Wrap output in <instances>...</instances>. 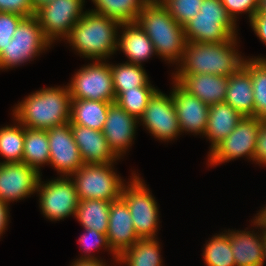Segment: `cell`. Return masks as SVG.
Returning <instances> with one entry per match:
<instances>
[{
  "mask_svg": "<svg viewBox=\"0 0 266 266\" xmlns=\"http://www.w3.org/2000/svg\"><path fill=\"white\" fill-rule=\"evenodd\" d=\"M71 100L67 85L42 88L15 105L13 118L25 128L49 130L70 121Z\"/></svg>",
  "mask_w": 266,
  "mask_h": 266,
  "instance_id": "1",
  "label": "cell"
},
{
  "mask_svg": "<svg viewBox=\"0 0 266 266\" xmlns=\"http://www.w3.org/2000/svg\"><path fill=\"white\" fill-rule=\"evenodd\" d=\"M237 43V37L218 43L187 42L177 71L172 74H214L229 77L243 66L245 60L235 49Z\"/></svg>",
  "mask_w": 266,
  "mask_h": 266,
  "instance_id": "2",
  "label": "cell"
},
{
  "mask_svg": "<svg viewBox=\"0 0 266 266\" xmlns=\"http://www.w3.org/2000/svg\"><path fill=\"white\" fill-rule=\"evenodd\" d=\"M135 22L148 35L157 55L167 63L181 62L187 43L184 27L160 2H146Z\"/></svg>",
  "mask_w": 266,
  "mask_h": 266,
  "instance_id": "3",
  "label": "cell"
},
{
  "mask_svg": "<svg viewBox=\"0 0 266 266\" xmlns=\"http://www.w3.org/2000/svg\"><path fill=\"white\" fill-rule=\"evenodd\" d=\"M120 25L115 19L88 9L66 40L80 56L89 60H106L118 51Z\"/></svg>",
  "mask_w": 266,
  "mask_h": 266,
  "instance_id": "4",
  "label": "cell"
},
{
  "mask_svg": "<svg viewBox=\"0 0 266 266\" xmlns=\"http://www.w3.org/2000/svg\"><path fill=\"white\" fill-rule=\"evenodd\" d=\"M237 22L220 0H203L199 13L184 26L187 42L218 43L237 37Z\"/></svg>",
  "mask_w": 266,
  "mask_h": 266,
  "instance_id": "5",
  "label": "cell"
},
{
  "mask_svg": "<svg viewBox=\"0 0 266 266\" xmlns=\"http://www.w3.org/2000/svg\"><path fill=\"white\" fill-rule=\"evenodd\" d=\"M113 166V163L83 164L70 177L74 181L79 200L99 199L113 202L120 199L125 180L114 172Z\"/></svg>",
  "mask_w": 266,
  "mask_h": 266,
  "instance_id": "6",
  "label": "cell"
},
{
  "mask_svg": "<svg viewBox=\"0 0 266 266\" xmlns=\"http://www.w3.org/2000/svg\"><path fill=\"white\" fill-rule=\"evenodd\" d=\"M130 178L131 182L122 188L121 198L131 213L135 232L139 238H157L159 207L139 174Z\"/></svg>",
  "mask_w": 266,
  "mask_h": 266,
  "instance_id": "7",
  "label": "cell"
},
{
  "mask_svg": "<svg viewBox=\"0 0 266 266\" xmlns=\"http://www.w3.org/2000/svg\"><path fill=\"white\" fill-rule=\"evenodd\" d=\"M52 44L44 37L42 27L35 16L24 18L12 39L0 52V70L18 67L32 61Z\"/></svg>",
  "mask_w": 266,
  "mask_h": 266,
  "instance_id": "8",
  "label": "cell"
},
{
  "mask_svg": "<svg viewBox=\"0 0 266 266\" xmlns=\"http://www.w3.org/2000/svg\"><path fill=\"white\" fill-rule=\"evenodd\" d=\"M81 67L68 84L71 99L116 101L112 72L106 60H95ZM106 62V63H105Z\"/></svg>",
  "mask_w": 266,
  "mask_h": 266,
  "instance_id": "9",
  "label": "cell"
},
{
  "mask_svg": "<svg viewBox=\"0 0 266 266\" xmlns=\"http://www.w3.org/2000/svg\"><path fill=\"white\" fill-rule=\"evenodd\" d=\"M85 0H53L35 12L44 37L52 44L54 40H66L72 28L86 13Z\"/></svg>",
  "mask_w": 266,
  "mask_h": 266,
  "instance_id": "10",
  "label": "cell"
},
{
  "mask_svg": "<svg viewBox=\"0 0 266 266\" xmlns=\"http://www.w3.org/2000/svg\"><path fill=\"white\" fill-rule=\"evenodd\" d=\"M262 122L256 117H243L234 130L208 153L210 165L216 166L239 157L254 162L256 138Z\"/></svg>",
  "mask_w": 266,
  "mask_h": 266,
  "instance_id": "11",
  "label": "cell"
},
{
  "mask_svg": "<svg viewBox=\"0 0 266 266\" xmlns=\"http://www.w3.org/2000/svg\"><path fill=\"white\" fill-rule=\"evenodd\" d=\"M36 192H39V207L47 219L59 221L70 215L75 217L79 197L70 177H59L47 183L40 178Z\"/></svg>",
  "mask_w": 266,
  "mask_h": 266,
  "instance_id": "12",
  "label": "cell"
},
{
  "mask_svg": "<svg viewBox=\"0 0 266 266\" xmlns=\"http://www.w3.org/2000/svg\"><path fill=\"white\" fill-rule=\"evenodd\" d=\"M139 122L155 139L165 142L176 139L179 134H182L171 92L168 96L157 90L150 98Z\"/></svg>",
  "mask_w": 266,
  "mask_h": 266,
  "instance_id": "13",
  "label": "cell"
},
{
  "mask_svg": "<svg viewBox=\"0 0 266 266\" xmlns=\"http://www.w3.org/2000/svg\"><path fill=\"white\" fill-rule=\"evenodd\" d=\"M50 148V166L60 177H71L83 164L71 131L70 121L47 130Z\"/></svg>",
  "mask_w": 266,
  "mask_h": 266,
  "instance_id": "14",
  "label": "cell"
},
{
  "mask_svg": "<svg viewBox=\"0 0 266 266\" xmlns=\"http://www.w3.org/2000/svg\"><path fill=\"white\" fill-rule=\"evenodd\" d=\"M41 174L26 163H0V200H23L37 191ZM30 195V196H29Z\"/></svg>",
  "mask_w": 266,
  "mask_h": 266,
  "instance_id": "15",
  "label": "cell"
},
{
  "mask_svg": "<svg viewBox=\"0 0 266 266\" xmlns=\"http://www.w3.org/2000/svg\"><path fill=\"white\" fill-rule=\"evenodd\" d=\"M172 84L174 85L171 96L181 132L203 136L207 127L210 106L186 91L177 81L174 80Z\"/></svg>",
  "mask_w": 266,
  "mask_h": 266,
  "instance_id": "16",
  "label": "cell"
},
{
  "mask_svg": "<svg viewBox=\"0 0 266 266\" xmlns=\"http://www.w3.org/2000/svg\"><path fill=\"white\" fill-rule=\"evenodd\" d=\"M139 120L129 115L116 102L109 105L102 132L110 149L120 159L132 146Z\"/></svg>",
  "mask_w": 266,
  "mask_h": 266,
  "instance_id": "17",
  "label": "cell"
},
{
  "mask_svg": "<svg viewBox=\"0 0 266 266\" xmlns=\"http://www.w3.org/2000/svg\"><path fill=\"white\" fill-rule=\"evenodd\" d=\"M106 236L111 250L118 257L140 239L135 232L131 213L122 198L111 202Z\"/></svg>",
  "mask_w": 266,
  "mask_h": 266,
  "instance_id": "18",
  "label": "cell"
},
{
  "mask_svg": "<svg viewBox=\"0 0 266 266\" xmlns=\"http://www.w3.org/2000/svg\"><path fill=\"white\" fill-rule=\"evenodd\" d=\"M71 131L84 164H110L119 160L102 131L80 125H71Z\"/></svg>",
  "mask_w": 266,
  "mask_h": 266,
  "instance_id": "19",
  "label": "cell"
},
{
  "mask_svg": "<svg viewBox=\"0 0 266 266\" xmlns=\"http://www.w3.org/2000/svg\"><path fill=\"white\" fill-rule=\"evenodd\" d=\"M186 91L211 106L224 102L228 77L214 74L173 75Z\"/></svg>",
  "mask_w": 266,
  "mask_h": 266,
  "instance_id": "20",
  "label": "cell"
},
{
  "mask_svg": "<svg viewBox=\"0 0 266 266\" xmlns=\"http://www.w3.org/2000/svg\"><path fill=\"white\" fill-rule=\"evenodd\" d=\"M253 231L228 230L230 245L236 266H263L264 229Z\"/></svg>",
  "mask_w": 266,
  "mask_h": 266,
  "instance_id": "21",
  "label": "cell"
},
{
  "mask_svg": "<svg viewBox=\"0 0 266 266\" xmlns=\"http://www.w3.org/2000/svg\"><path fill=\"white\" fill-rule=\"evenodd\" d=\"M120 28L123 30L118 35L117 50L127 56V63L142 65V62L157 55L152 41L136 22L122 23Z\"/></svg>",
  "mask_w": 266,
  "mask_h": 266,
  "instance_id": "22",
  "label": "cell"
},
{
  "mask_svg": "<svg viewBox=\"0 0 266 266\" xmlns=\"http://www.w3.org/2000/svg\"><path fill=\"white\" fill-rule=\"evenodd\" d=\"M224 102L243 117H254V96L251 74L242 66L228 77Z\"/></svg>",
  "mask_w": 266,
  "mask_h": 266,
  "instance_id": "23",
  "label": "cell"
},
{
  "mask_svg": "<svg viewBox=\"0 0 266 266\" xmlns=\"http://www.w3.org/2000/svg\"><path fill=\"white\" fill-rule=\"evenodd\" d=\"M243 116L225 102L209 107L204 136L211 142L209 153L224 140L241 121Z\"/></svg>",
  "mask_w": 266,
  "mask_h": 266,
  "instance_id": "24",
  "label": "cell"
},
{
  "mask_svg": "<svg viewBox=\"0 0 266 266\" xmlns=\"http://www.w3.org/2000/svg\"><path fill=\"white\" fill-rule=\"evenodd\" d=\"M110 104L105 101L72 99L70 124L102 131Z\"/></svg>",
  "mask_w": 266,
  "mask_h": 266,
  "instance_id": "25",
  "label": "cell"
},
{
  "mask_svg": "<svg viewBox=\"0 0 266 266\" xmlns=\"http://www.w3.org/2000/svg\"><path fill=\"white\" fill-rule=\"evenodd\" d=\"M110 201L99 199L79 200L75 217L84 229H95L107 234Z\"/></svg>",
  "mask_w": 266,
  "mask_h": 266,
  "instance_id": "26",
  "label": "cell"
},
{
  "mask_svg": "<svg viewBox=\"0 0 266 266\" xmlns=\"http://www.w3.org/2000/svg\"><path fill=\"white\" fill-rule=\"evenodd\" d=\"M158 238H140L125 250L117 263L127 266H163Z\"/></svg>",
  "mask_w": 266,
  "mask_h": 266,
  "instance_id": "27",
  "label": "cell"
},
{
  "mask_svg": "<svg viewBox=\"0 0 266 266\" xmlns=\"http://www.w3.org/2000/svg\"><path fill=\"white\" fill-rule=\"evenodd\" d=\"M50 148L47 130L25 128L22 163L34 168L39 173L40 166L49 165Z\"/></svg>",
  "mask_w": 266,
  "mask_h": 266,
  "instance_id": "28",
  "label": "cell"
},
{
  "mask_svg": "<svg viewBox=\"0 0 266 266\" xmlns=\"http://www.w3.org/2000/svg\"><path fill=\"white\" fill-rule=\"evenodd\" d=\"M91 11L122 23H134L142 10L145 0H92Z\"/></svg>",
  "mask_w": 266,
  "mask_h": 266,
  "instance_id": "29",
  "label": "cell"
},
{
  "mask_svg": "<svg viewBox=\"0 0 266 266\" xmlns=\"http://www.w3.org/2000/svg\"><path fill=\"white\" fill-rule=\"evenodd\" d=\"M249 59V60H248ZM246 58L243 67L251 74L254 96V117L266 120V58Z\"/></svg>",
  "mask_w": 266,
  "mask_h": 266,
  "instance_id": "30",
  "label": "cell"
},
{
  "mask_svg": "<svg viewBox=\"0 0 266 266\" xmlns=\"http://www.w3.org/2000/svg\"><path fill=\"white\" fill-rule=\"evenodd\" d=\"M143 65L120 63L110 64L116 99L125 91L143 87L149 82Z\"/></svg>",
  "mask_w": 266,
  "mask_h": 266,
  "instance_id": "31",
  "label": "cell"
},
{
  "mask_svg": "<svg viewBox=\"0 0 266 266\" xmlns=\"http://www.w3.org/2000/svg\"><path fill=\"white\" fill-rule=\"evenodd\" d=\"M16 124L0 128V155L6 159L0 163H22L25 127Z\"/></svg>",
  "mask_w": 266,
  "mask_h": 266,
  "instance_id": "32",
  "label": "cell"
},
{
  "mask_svg": "<svg viewBox=\"0 0 266 266\" xmlns=\"http://www.w3.org/2000/svg\"><path fill=\"white\" fill-rule=\"evenodd\" d=\"M203 250L206 266H236L230 245L229 233L213 235Z\"/></svg>",
  "mask_w": 266,
  "mask_h": 266,
  "instance_id": "33",
  "label": "cell"
},
{
  "mask_svg": "<svg viewBox=\"0 0 266 266\" xmlns=\"http://www.w3.org/2000/svg\"><path fill=\"white\" fill-rule=\"evenodd\" d=\"M158 89L153 87L150 81L143 87H135L125 90L117 99L116 103L129 115L138 120L143 116L150 98Z\"/></svg>",
  "mask_w": 266,
  "mask_h": 266,
  "instance_id": "34",
  "label": "cell"
},
{
  "mask_svg": "<svg viewBox=\"0 0 266 266\" xmlns=\"http://www.w3.org/2000/svg\"><path fill=\"white\" fill-rule=\"evenodd\" d=\"M203 0H161L168 13L181 25L185 26L199 13Z\"/></svg>",
  "mask_w": 266,
  "mask_h": 266,
  "instance_id": "35",
  "label": "cell"
},
{
  "mask_svg": "<svg viewBox=\"0 0 266 266\" xmlns=\"http://www.w3.org/2000/svg\"><path fill=\"white\" fill-rule=\"evenodd\" d=\"M85 233L80 236L78 239L79 244L82 247L83 252L85 253L79 259H97L95 255H92L91 251L98 250L100 247H105L104 249H108L112 254L117 263L118 256L111 250L107 236L100 232H97L95 229H84Z\"/></svg>",
  "mask_w": 266,
  "mask_h": 266,
  "instance_id": "36",
  "label": "cell"
},
{
  "mask_svg": "<svg viewBox=\"0 0 266 266\" xmlns=\"http://www.w3.org/2000/svg\"><path fill=\"white\" fill-rule=\"evenodd\" d=\"M24 18L15 13L0 12V52L12 39L19 23Z\"/></svg>",
  "mask_w": 266,
  "mask_h": 266,
  "instance_id": "37",
  "label": "cell"
},
{
  "mask_svg": "<svg viewBox=\"0 0 266 266\" xmlns=\"http://www.w3.org/2000/svg\"><path fill=\"white\" fill-rule=\"evenodd\" d=\"M228 14L236 22V14L248 13L249 21L258 12L259 0H220Z\"/></svg>",
  "mask_w": 266,
  "mask_h": 266,
  "instance_id": "38",
  "label": "cell"
},
{
  "mask_svg": "<svg viewBox=\"0 0 266 266\" xmlns=\"http://www.w3.org/2000/svg\"><path fill=\"white\" fill-rule=\"evenodd\" d=\"M0 12L15 13L25 18L35 16L32 0H0Z\"/></svg>",
  "mask_w": 266,
  "mask_h": 266,
  "instance_id": "39",
  "label": "cell"
},
{
  "mask_svg": "<svg viewBox=\"0 0 266 266\" xmlns=\"http://www.w3.org/2000/svg\"><path fill=\"white\" fill-rule=\"evenodd\" d=\"M254 161L266 165V120H263L257 133Z\"/></svg>",
  "mask_w": 266,
  "mask_h": 266,
  "instance_id": "40",
  "label": "cell"
},
{
  "mask_svg": "<svg viewBox=\"0 0 266 266\" xmlns=\"http://www.w3.org/2000/svg\"><path fill=\"white\" fill-rule=\"evenodd\" d=\"M249 22L256 36L266 45V12H257Z\"/></svg>",
  "mask_w": 266,
  "mask_h": 266,
  "instance_id": "41",
  "label": "cell"
},
{
  "mask_svg": "<svg viewBox=\"0 0 266 266\" xmlns=\"http://www.w3.org/2000/svg\"><path fill=\"white\" fill-rule=\"evenodd\" d=\"M8 204L0 200V236L5 232L9 222Z\"/></svg>",
  "mask_w": 266,
  "mask_h": 266,
  "instance_id": "42",
  "label": "cell"
},
{
  "mask_svg": "<svg viewBox=\"0 0 266 266\" xmlns=\"http://www.w3.org/2000/svg\"><path fill=\"white\" fill-rule=\"evenodd\" d=\"M71 266H108L101 259H76Z\"/></svg>",
  "mask_w": 266,
  "mask_h": 266,
  "instance_id": "43",
  "label": "cell"
},
{
  "mask_svg": "<svg viewBox=\"0 0 266 266\" xmlns=\"http://www.w3.org/2000/svg\"><path fill=\"white\" fill-rule=\"evenodd\" d=\"M252 223L255 225V227H262L264 230H266V206L263 207L259 213H257V216L255 215V219H253Z\"/></svg>",
  "mask_w": 266,
  "mask_h": 266,
  "instance_id": "44",
  "label": "cell"
},
{
  "mask_svg": "<svg viewBox=\"0 0 266 266\" xmlns=\"http://www.w3.org/2000/svg\"><path fill=\"white\" fill-rule=\"evenodd\" d=\"M52 1L53 0H32V5L36 11L38 8L42 7L45 4L50 3Z\"/></svg>",
  "mask_w": 266,
  "mask_h": 266,
  "instance_id": "45",
  "label": "cell"
},
{
  "mask_svg": "<svg viewBox=\"0 0 266 266\" xmlns=\"http://www.w3.org/2000/svg\"><path fill=\"white\" fill-rule=\"evenodd\" d=\"M258 12H266V0H259Z\"/></svg>",
  "mask_w": 266,
  "mask_h": 266,
  "instance_id": "46",
  "label": "cell"
},
{
  "mask_svg": "<svg viewBox=\"0 0 266 266\" xmlns=\"http://www.w3.org/2000/svg\"><path fill=\"white\" fill-rule=\"evenodd\" d=\"M264 262L266 260V230H264V252H263Z\"/></svg>",
  "mask_w": 266,
  "mask_h": 266,
  "instance_id": "47",
  "label": "cell"
},
{
  "mask_svg": "<svg viewBox=\"0 0 266 266\" xmlns=\"http://www.w3.org/2000/svg\"><path fill=\"white\" fill-rule=\"evenodd\" d=\"M161 0H145V2H160Z\"/></svg>",
  "mask_w": 266,
  "mask_h": 266,
  "instance_id": "48",
  "label": "cell"
}]
</instances>
